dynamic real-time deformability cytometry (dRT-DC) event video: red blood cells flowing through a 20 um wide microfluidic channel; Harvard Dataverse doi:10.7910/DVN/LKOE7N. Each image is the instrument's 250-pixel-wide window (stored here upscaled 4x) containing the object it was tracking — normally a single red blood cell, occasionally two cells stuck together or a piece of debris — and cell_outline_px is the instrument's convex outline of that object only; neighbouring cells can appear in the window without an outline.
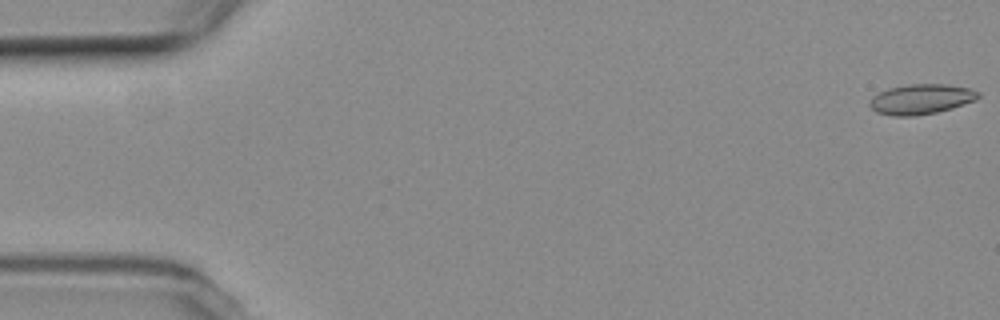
{"species": "common noctule bat (a hibernating species)", "species_latin": "Nyctalus noctula", "temperature_condition": "room temperature", "stored_images_in_passage": 6, "camera_frame_rate_fps": 3000, "um_per_image_px": 0.085, "animal": {"sex": "female", "body_mass_g": 19.3, "forearm_length_mm": 54.1}, "frame": {"image": 1, "passage_image": 1, "time_ms": 0.0, "image_size_px": [1000, 320], "cell_outline_px": [[980, 96], [976, 100], [952, 108], [936, 112], [916, 116], [892, 116], [876, 112], [868, 104], [872, 96], [888, 88], [908, 84], [948, 84], [968, 88], [980, 92]], "centroid_in_image_um": [78.28, 8.43], "position_along_channel_um": 6.7, "area_um2": 19.13}}
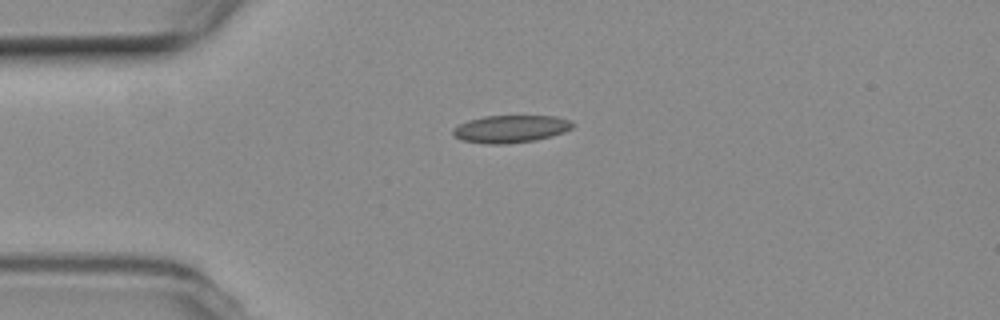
{"frame": {"image": 2, "passage_image": 5, "time_ms": 4.333, "image_size_px": [1000, 320], "cell_outline_px": [[572, 128], [564, 132], [552, 136], [536, 140], [504, 144], [488, 144], [464, 140], [456, 136], [452, 132], [452, 128], [468, 120], [484, 116], [556, 116], [572, 120]], "centroid_in_image_um": [43.43, 10.95], "position_along_channel_um": 41.6, "area_um2": 19.07}}